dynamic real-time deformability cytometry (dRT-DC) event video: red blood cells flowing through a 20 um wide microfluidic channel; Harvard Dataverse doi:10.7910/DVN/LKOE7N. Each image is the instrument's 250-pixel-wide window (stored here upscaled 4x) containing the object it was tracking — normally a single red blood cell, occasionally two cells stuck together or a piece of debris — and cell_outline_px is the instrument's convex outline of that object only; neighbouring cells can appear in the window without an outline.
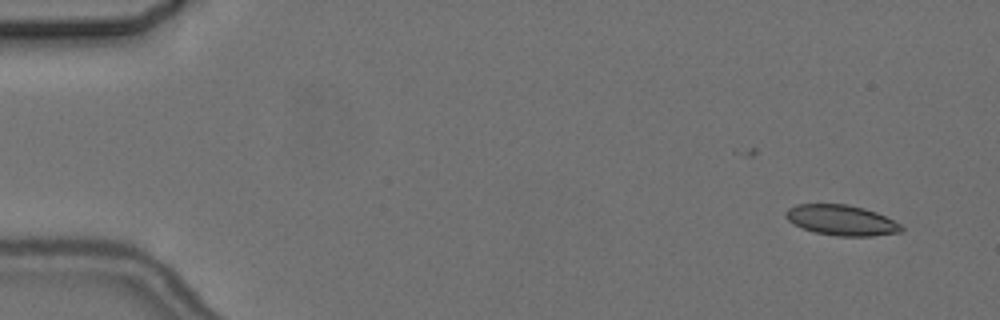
{"species": "common noctule bat (a hibernating species)", "species_latin": "Nyctalus noctula", "temperature_condition": "cold", "stored_images_in_passage": 4, "camera_frame_rate_fps": 3000, "um_per_image_px": 0.085, "animal": {"sex": "female", "body_mass_g": 24.6, "forearm_length_mm": 56.2}, "frame": {"image": 1, "passage_image": 1, "time_ms": 0.0, "image_size_px": [1000, 320], "cell_outline_px": [[904, 228], [900, 232], [872, 236], [836, 236], [816, 232], [804, 228], [788, 220], [784, 216], [784, 212], [788, 208], [796, 204], [848, 204], [864, 208], [876, 212], [900, 224]], "centroid_in_image_um": [71.51, 18.71], "position_along_channel_um": 13.5, "area_um2": 20.35}}